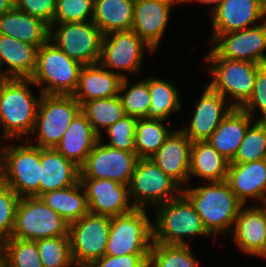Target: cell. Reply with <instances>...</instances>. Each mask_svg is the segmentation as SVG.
I'll return each instance as SVG.
<instances>
[{
    "label": "cell",
    "mask_w": 266,
    "mask_h": 267,
    "mask_svg": "<svg viewBox=\"0 0 266 267\" xmlns=\"http://www.w3.org/2000/svg\"><path fill=\"white\" fill-rule=\"evenodd\" d=\"M181 194L198 213L207 232L220 234L232 232L241 207L244 205L232 192L226 180L209 181V185L181 189Z\"/></svg>",
    "instance_id": "1"
},
{
    "label": "cell",
    "mask_w": 266,
    "mask_h": 267,
    "mask_svg": "<svg viewBox=\"0 0 266 267\" xmlns=\"http://www.w3.org/2000/svg\"><path fill=\"white\" fill-rule=\"evenodd\" d=\"M30 78H0V127L4 140L31 134L40 98L29 90Z\"/></svg>",
    "instance_id": "2"
},
{
    "label": "cell",
    "mask_w": 266,
    "mask_h": 267,
    "mask_svg": "<svg viewBox=\"0 0 266 267\" xmlns=\"http://www.w3.org/2000/svg\"><path fill=\"white\" fill-rule=\"evenodd\" d=\"M82 66L49 39L37 50L36 67L30 79L34 85H47L42 87L41 94L73 95Z\"/></svg>",
    "instance_id": "3"
},
{
    "label": "cell",
    "mask_w": 266,
    "mask_h": 267,
    "mask_svg": "<svg viewBox=\"0 0 266 267\" xmlns=\"http://www.w3.org/2000/svg\"><path fill=\"white\" fill-rule=\"evenodd\" d=\"M153 228V242L160 244H188L184 236L210 235L190 202L180 194L161 205Z\"/></svg>",
    "instance_id": "4"
},
{
    "label": "cell",
    "mask_w": 266,
    "mask_h": 267,
    "mask_svg": "<svg viewBox=\"0 0 266 267\" xmlns=\"http://www.w3.org/2000/svg\"><path fill=\"white\" fill-rule=\"evenodd\" d=\"M153 243L152 223L145 209L111 217L105 255L149 254Z\"/></svg>",
    "instance_id": "5"
},
{
    "label": "cell",
    "mask_w": 266,
    "mask_h": 267,
    "mask_svg": "<svg viewBox=\"0 0 266 267\" xmlns=\"http://www.w3.org/2000/svg\"><path fill=\"white\" fill-rule=\"evenodd\" d=\"M34 129L38 132L35 146L54 148L63 137L72 120L81 111L73 95L40 94Z\"/></svg>",
    "instance_id": "6"
},
{
    "label": "cell",
    "mask_w": 266,
    "mask_h": 267,
    "mask_svg": "<svg viewBox=\"0 0 266 267\" xmlns=\"http://www.w3.org/2000/svg\"><path fill=\"white\" fill-rule=\"evenodd\" d=\"M69 224L39 197H21L12 237L39 240L68 236Z\"/></svg>",
    "instance_id": "7"
},
{
    "label": "cell",
    "mask_w": 266,
    "mask_h": 267,
    "mask_svg": "<svg viewBox=\"0 0 266 267\" xmlns=\"http://www.w3.org/2000/svg\"><path fill=\"white\" fill-rule=\"evenodd\" d=\"M180 188L151 158H139L129 184V197L136 200L132 204L134 208L144 209L146 205L157 203V206L178 197Z\"/></svg>",
    "instance_id": "8"
},
{
    "label": "cell",
    "mask_w": 266,
    "mask_h": 267,
    "mask_svg": "<svg viewBox=\"0 0 266 267\" xmlns=\"http://www.w3.org/2000/svg\"><path fill=\"white\" fill-rule=\"evenodd\" d=\"M111 217L88 213L69 225L71 254L75 267H88L105 255Z\"/></svg>",
    "instance_id": "9"
},
{
    "label": "cell",
    "mask_w": 266,
    "mask_h": 267,
    "mask_svg": "<svg viewBox=\"0 0 266 267\" xmlns=\"http://www.w3.org/2000/svg\"><path fill=\"white\" fill-rule=\"evenodd\" d=\"M57 25V31L52 28ZM103 34L97 25L90 21L52 24L49 39L81 65L97 64L100 58Z\"/></svg>",
    "instance_id": "10"
},
{
    "label": "cell",
    "mask_w": 266,
    "mask_h": 267,
    "mask_svg": "<svg viewBox=\"0 0 266 267\" xmlns=\"http://www.w3.org/2000/svg\"><path fill=\"white\" fill-rule=\"evenodd\" d=\"M6 184L21 198L40 196L41 148L32 145L3 149Z\"/></svg>",
    "instance_id": "11"
},
{
    "label": "cell",
    "mask_w": 266,
    "mask_h": 267,
    "mask_svg": "<svg viewBox=\"0 0 266 267\" xmlns=\"http://www.w3.org/2000/svg\"><path fill=\"white\" fill-rule=\"evenodd\" d=\"M205 61L212 63L208 71L213 79L208 85L224 98L229 93L235 99L233 107L240 108L252 94L260 64L226 59H206Z\"/></svg>",
    "instance_id": "12"
},
{
    "label": "cell",
    "mask_w": 266,
    "mask_h": 267,
    "mask_svg": "<svg viewBox=\"0 0 266 267\" xmlns=\"http://www.w3.org/2000/svg\"><path fill=\"white\" fill-rule=\"evenodd\" d=\"M266 20V18H265ZM215 47L205 59L251 61L266 64V21L264 24L239 31L220 34L214 41Z\"/></svg>",
    "instance_id": "13"
},
{
    "label": "cell",
    "mask_w": 266,
    "mask_h": 267,
    "mask_svg": "<svg viewBox=\"0 0 266 267\" xmlns=\"http://www.w3.org/2000/svg\"><path fill=\"white\" fill-rule=\"evenodd\" d=\"M100 143L99 140L80 167V178L110 179L129 185L139 159L136 152H126Z\"/></svg>",
    "instance_id": "14"
},
{
    "label": "cell",
    "mask_w": 266,
    "mask_h": 267,
    "mask_svg": "<svg viewBox=\"0 0 266 267\" xmlns=\"http://www.w3.org/2000/svg\"><path fill=\"white\" fill-rule=\"evenodd\" d=\"M146 48L154 52L136 32L114 31L103 35L98 64L108 70L110 68L139 73L143 49Z\"/></svg>",
    "instance_id": "15"
},
{
    "label": "cell",
    "mask_w": 266,
    "mask_h": 267,
    "mask_svg": "<svg viewBox=\"0 0 266 267\" xmlns=\"http://www.w3.org/2000/svg\"><path fill=\"white\" fill-rule=\"evenodd\" d=\"M88 203L89 213L115 217L131 212L128 205L129 185L110 179L80 178Z\"/></svg>",
    "instance_id": "16"
},
{
    "label": "cell",
    "mask_w": 266,
    "mask_h": 267,
    "mask_svg": "<svg viewBox=\"0 0 266 267\" xmlns=\"http://www.w3.org/2000/svg\"><path fill=\"white\" fill-rule=\"evenodd\" d=\"M211 15L212 41L220 34L256 26L254 23L257 20L266 17L263 0H223Z\"/></svg>",
    "instance_id": "17"
},
{
    "label": "cell",
    "mask_w": 266,
    "mask_h": 267,
    "mask_svg": "<svg viewBox=\"0 0 266 267\" xmlns=\"http://www.w3.org/2000/svg\"><path fill=\"white\" fill-rule=\"evenodd\" d=\"M225 98L209 85L196 103V110L188 128L180 129L192 142L206 141L221 121L234 108L231 104L225 107Z\"/></svg>",
    "instance_id": "18"
},
{
    "label": "cell",
    "mask_w": 266,
    "mask_h": 267,
    "mask_svg": "<svg viewBox=\"0 0 266 267\" xmlns=\"http://www.w3.org/2000/svg\"><path fill=\"white\" fill-rule=\"evenodd\" d=\"M192 141L181 131H172L150 158L181 187L189 179Z\"/></svg>",
    "instance_id": "19"
},
{
    "label": "cell",
    "mask_w": 266,
    "mask_h": 267,
    "mask_svg": "<svg viewBox=\"0 0 266 267\" xmlns=\"http://www.w3.org/2000/svg\"><path fill=\"white\" fill-rule=\"evenodd\" d=\"M171 6V3L162 0H135L131 30L153 50L160 43Z\"/></svg>",
    "instance_id": "20"
},
{
    "label": "cell",
    "mask_w": 266,
    "mask_h": 267,
    "mask_svg": "<svg viewBox=\"0 0 266 267\" xmlns=\"http://www.w3.org/2000/svg\"><path fill=\"white\" fill-rule=\"evenodd\" d=\"M241 207L234 224L233 238L238 247L248 254L266 258V217L263 206Z\"/></svg>",
    "instance_id": "21"
},
{
    "label": "cell",
    "mask_w": 266,
    "mask_h": 267,
    "mask_svg": "<svg viewBox=\"0 0 266 267\" xmlns=\"http://www.w3.org/2000/svg\"><path fill=\"white\" fill-rule=\"evenodd\" d=\"M230 189L245 205L247 197L266 202V159L248 163H229L227 178Z\"/></svg>",
    "instance_id": "22"
},
{
    "label": "cell",
    "mask_w": 266,
    "mask_h": 267,
    "mask_svg": "<svg viewBox=\"0 0 266 267\" xmlns=\"http://www.w3.org/2000/svg\"><path fill=\"white\" fill-rule=\"evenodd\" d=\"M98 65V63L85 65L80 70L78 85L73 93L74 98L80 105L88 100L119 95L122 79L126 76L112 70L99 68Z\"/></svg>",
    "instance_id": "23"
},
{
    "label": "cell",
    "mask_w": 266,
    "mask_h": 267,
    "mask_svg": "<svg viewBox=\"0 0 266 267\" xmlns=\"http://www.w3.org/2000/svg\"><path fill=\"white\" fill-rule=\"evenodd\" d=\"M98 141L99 135L80 111L54 148L66 159L81 167Z\"/></svg>",
    "instance_id": "24"
},
{
    "label": "cell",
    "mask_w": 266,
    "mask_h": 267,
    "mask_svg": "<svg viewBox=\"0 0 266 267\" xmlns=\"http://www.w3.org/2000/svg\"><path fill=\"white\" fill-rule=\"evenodd\" d=\"M251 119L252 117L244 110L234 107L206 141L231 162L248 128L252 125Z\"/></svg>",
    "instance_id": "25"
},
{
    "label": "cell",
    "mask_w": 266,
    "mask_h": 267,
    "mask_svg": "<svg viewBox=\"0 0 266 267\" xmlns=\"http://www.w3.org/2000/svg\"><path fill=\"white\" fill-rule=\"evenodd\" d=\"M35 45L0 34V78H31L36 67ZM6 63L9 69L1 72Z\"/></svg>",
    "instance_id": "26"
},
{
    "label": "cell",
    "mask_w": 266,
    "mask_h": 267,
    "mask_svg": "<svg viewBox=\"0 0 266 267\" xmlns=\"http://www.w3.org/2000/svg\"><path fill=\"white\" fill-rule=\"evenodd\" d=\"M41 166L40 195L80 181V167L55 148H41Z\"/></svg>",
    "instance_id": "27"
},
{
    "label": "cell",
    "mask_w": 266,
    "mask_h": 267,
    "mask_svg": "<svg viewBox=\"0 0 266 267\" xmlns=\"http://www.w3.org/2000/svg\"><path fill=\"white\" fill-rule=\"evenodd\" d=\"M0 34L11 36L39 48L49 40L50 26L13 7L0 16Z\"/></svg>",
    "instance_id": "28"
},
{
    "label": "cell",
    "mask_w": 266,
    "mask_h": 267,
    "mask_svg": "<svg viewBox=\"0 0 266 267\" xmlns=\"http://www.w3.org/2000/svg\"><path fill=\"white\" fill-rule=\"evenodd\" d=\"M229 163L207 141L192 142L189 179L195 175L208 182L224 181L227 178Z\"/></svg>",
    "instance_id": "29"
},
{
    "label": "cell",
    "mask_w": 266,
    "mask_h": 267,
    "mask_svg": "<svg viewBox=\"0 0 266 267\" xmlns=\"http://www.w3.org/2000/svg\"><path fill=\"white\" fill-rule=\"evenodd\" d=\"M135 0H94L92 21L102 34L132 29Z\"/></svg>",
    "instance_id": "30"
},
{
    "label": "cell",
    "mask_w": 266,
    "mask_h": 267,
    "mask_svg": "<svg viewBox=\"0 0 266 267\" xmlns=\"http://www.w3.org/2000/svg\"><path fill=\"white\" fill-rule=\"evenodd\" d=\"M80 181L70 187L48 191L39 198L58 213L69 225L89 213L85 191Z\"/></svg>",
    "instance_id": "31"
},
{
    "label": "cell",
    "mask_w": 266,
    "mask_h": 267,
    "mask_svg": "<svg viewBox=\"0 0 266 267\" xmlns=\"http://www.w3.org/2000/svg\"><path fill=\"white\" fill-rule=\"evenodd\" d=\"M81 112L99 135V140H102L100 128L107 129L126 116L119 96L88 100L81 105Z\"/></svg>",
    "instance_id": "32"
},
{
    "label": "cell",
    "mask_w": 266,
    "mask_h": 267,
    "mask_svg": "<svg viewBox=\"0 0 266 267\" xmlns=\"http://www.w3.org/2000/svg\"><path fill=\"white\" fill-rule=\"evenodd\" d=\"M163 123L162 119H138L135 132V152L138 158H150L164 144L172 131Z\"/></svg>",
    "instance_id": "33"
},
{
    "label": "cell",
    "mask_w": 266,
    "mask_h": 267,
    "mask_svg": "<svg viewBox=\"0 0 266 267\" xmlns=\"http://www.w3.org/2000/svg\"><path fill=\"white\" fill-rule=\"evenodd\" d=\"M148 88L151 97L149 118L166 120L169 114L178 112L181 103L172 82L152 77L148 79Z\"/></svg>",
    "instance_id": "34"
},
{
    "label": "cell",
    "mask_w": 266,
    "mask_h": 267,
    "mask_svg": "<svg viewBox=\"0 0 266 267\" xmlns=\"http://www.w3.org/2000/svg\"><path fill=\"white\" fill-rule=\"evenodd\" d=\"M196 259L189 244H160L153 242L148 267H196Z\"/></svg>",
    "instance_id": "35"
},
{
    "label": "cell",
    "mask_w": 266,
    "mask_h": 267,
    "mask_svg": "<svg viewBox=\"0 0 266 267\" xmlns=\"http://www.w3.org/2000/svg\"><path fill=\"white\" fill-rule=\"evenodd\" d=\"M0 248L4 267H43L36 241L11 237Z\"/></svg>",
    "instance_id": "36"
},
{
    "label": "cell",
    "mask_w": 266,
    "mask_h": 267,
    "mask_svg": "<svg viewBox=\"0 0 266 267\" xmlns=\"http://www.w3.org/2000/svg\"><path fill=\"white\" fill-rule=\"evenodd\" d=\"M127 77L122 79L119 97L124 108L125 115L140 118H149V106L151 97L148 88V80L138 82L129 87L124 95H120L128 87Z\"/></svg>",
    "instance_id": "37"
},
{
    "label": "cell",
    "mask_w": 266,
    "mask_h": 267,
    "mask_svg": "<svg viewBox=\"0 0 266 267\" xmlns=\"http://www.w3.org/2000/svg\"><path fill=\"white\" fill-rule=\"evenodd\" d=\"M266 159V121L250 126L230 163H248Z\"/></svg>",
    "instance_id": "38"
},
{
    "label": "cell",
    "mask_w": 266,
    "mask_h": 267,
    "mask_svg": "<svg viewBox=\"0 0 266 267\" xmlns=\"http://www.w3.org/2000/svg\"><path fill=\"white\" fill-rule=\"evenodd\" d=\"M36 245L43 267H75L69 236L39 239Z\"/></svg>",
    "instance_id": "39"
},
{
    "label": "cell",
    "mask_w": 266,
    "mask_h": 267,
    "mask_svg": "<svg viewBox=\"0 0 266 267\" xmlns=\"http://www.w3.org/2000/svg\"><path fill=\"white\" fill-rule=\"evenodd\" d=\"M93 13L94 0H57L53 24L92 20Z\"/></svg>",
    "instance_id": "40"
},
{
    "label": "cell",
    "mask_w": 266,
    "mask_h": 267,
    "mask_svg": "<svg viewBox=\"0 0 266 267\" xmlns=\"http://www.w3.org/2000/svg\"><path fill=\"white\" fill-rule=\"evenodd\" d=\"M137 121V118L126 115L116 123L109 126L106 130L110 141L105 145L126 152H135V132Z\"/></svg>",
    "instance_id": "41"
},
{
    "label": "cell",
    "mask_w": 266,
    "mask_h": 267,
    "mask_svg": "<svg viewBox=\"0 0 266 267\" xmlns=\"http://www.w3.org/2000/svg\"><path fill=\"white\" fill-rule=\"evenodd\" d=\"M19 200L7 184L0 188V244L12 237Z\"/></svg>",
    "instance_id": "42"
},
{
    "label": "cell",
    "mask_w": 266,
    "mask_h": 267,
    "mask_svg": "<svg viewBox=\"0 0 266 267\" xmlns=\"http://www.w3.org/2000/svg\"><path fill=\"white\" fill-rule=\"evenodd\" d=\"M256 107L263 115L258 121H266V64L258 67L252 94L240 108L253 117Z\"/></svg>",
    "instance_id": "43"
},
{
    "label": "cell",
    "mask_w": 266,
    "mask_h": 267,
    "mask_svg": "<svg viewBox=\"0 0 266 267\" xmlns=\"http://www.w3.org/2000/svg\"><path fill=\"white\" fill-rule=\"evenodd\" d=\"M57 0H17L14 7L32 17L53 24Z\"/></svg>",
    "instance_id": "44"
},
{
    "label": "cell",
    "mask_w": 266,
    "mask_h": 267,
    "mask_svg": "<svg viewBox=\"0 0 266 267\" xmlns=\"http://www.w3.org/2000/svg\"><path fill=\"white\" fill-rule=\"evenodd\" d=\"M149 254L104 255L88 267H148Z\"/></svg>",
    "instance_id": "45"
},
{
    "label": "cell",
    "mask_w": 266,
    "mask_h": 267,
    "mask_svg": "<svg viewBox=\"0 0 266 267\" xmlns=\"http://www.w3.org/2000/svg\"><path fill=\"white\" fill-rule=\"evenodd\" d=\"M6 185L5 157L3 149L0 150V188Z\"/></svg>",
    "instance_id": "46"
},
{
    "label": "cell",
    "mask_w": 266,
    "mask_h": 267,
    "mask_svg": "<svg viewBox=\"0 0 266 267\" xmlns=\"http://www.w3.org/2000/svg\"><path fill=\"white\" fill-rule=\"evenodd\" d=\"M13 7L14 4L10 0H0V16L9 12Z\"/></svg>",
    "instance_id": "47"
},
{
    "label": "cell",
    "mask_w": 266,
    "mask_h": 267,
    "mask_svg": "<svg viewBox=\"0 0 266 267\" xmlns=\"http://www.w3.org/2000/svg\"><path fill=\"white\" fill-rule=\"evenodd\" d=\"M196 1H198V2H200V3H205V4H214L213 5V10L215 9V8H217L220 4H221V2L223 1V0H196Z\"/></svg>",
    "instance_id": "48"
},
{
    "label": "cell",
    "mask_w": 266,
    "mask_h": 267,
    "mask_svg": "<svg viewBox=\"0 0 266 267\" xmlns=\"http://www.w3.org/2000/svg\"><path fill=\"white\" fill-rule=\"evenodd\" d=\"M0 267H4V257L0 248Z\"/></svg>",
    "instance_id": "49"
},
{
    "label": "cell",
    "mask_w": 266,
    "mask_h": 267,
    "mask_svg": "<svg viewBox=\"0 0 266 267\" xmlns=\"http://www.w3.org/2000/svg\"><path fill=\"white\" fill-rule=\"evenodd\" d=\"M162 1H166V2H168V3H171L172 5L173 4H175V3H181V1L180 0H162Z\"/></svg>",
    "instance_id": "50"
},
{
    "label": "cell",
    "mask_w": 266,
    "mask_h": 267,
    "mask_svg": "<svg viewBox=\"0 0 266 267\" xmlns=\"http://www.w3.org/2000/svg\"><path fill=\"white\" fill-rule=\"evenodd\" d=\"M263 9H264V12L266 14V0H263Z\"/></svg>",
    "instance_id": "51"
},
{
    "label": "cell",
    "mask_w": 266,
    "mask_h": 267,
    "mask_svg": "<svg viewBox=\"0 0 266 267\" xmlns=\"http://www.w3.org/2000/svg\"><path fill=\"white\" fill-rule=\"evenodd\" d=\"M261 205H263V209L265 210V217H266V202Z\"/></svg>",
    "instance_id": "52"
},
{
    "label": "cell",
    "mask_w": 266,
    "mask_h": 267,
    "mask_svg": "<svg viewBox=\"0 0 266 267\" xmlns=\"http://www.w3.org/2000/svg\"><path fill=\"white\" fill-rule=\"evenodd\" d=\"M181 1V3H186V2H189V1H191V0H180ZM194 1V0H193Z\"/></svg>",
    "instance_id": "53"
},
{
    "label": "cell",
    "mask_w": 266,
    "mask_h": 267,
    "mask_svg": "<svg viewBox=\"0 0 266 267\" xmlns=\"http://www.w3.org/2000/svg\"><path fill=\"white\" fill-rule=\"evenodd\" d=\"M10 1H11L13 4H15L17 0H10Z\"/></svg>",
    "instance_id": "54"
}]
</instances>
